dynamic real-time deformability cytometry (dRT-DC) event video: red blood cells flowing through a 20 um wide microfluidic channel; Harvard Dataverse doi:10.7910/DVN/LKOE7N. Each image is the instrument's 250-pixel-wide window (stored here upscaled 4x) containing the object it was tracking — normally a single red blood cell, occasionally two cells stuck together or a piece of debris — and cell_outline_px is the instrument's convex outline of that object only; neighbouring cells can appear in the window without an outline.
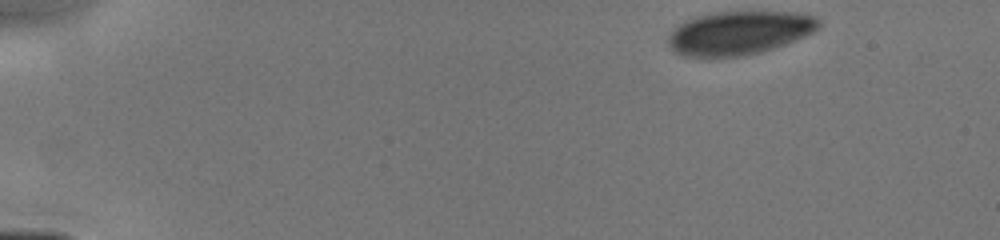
{"species": "human", "species_latin": "Homo sapiens", "temperature_condition": "cold", "stored_images_in_passage": 55, "camera_frame_rate_fps": 3000, "um_per_image_px": 0.085, "donor": {"sex": "male"}, "frame": {"image": 1, "passage_image": 1, "time_ms": 0.0, "image_size_px": [1000, 240], "cell_outline_px": [[820, 28], [796, 40], [760, 52], [740, 56], [684, 56], [676, 52], [668, 44], [668, 36], [684, 20], [696, 16], [716, 12], [796, 12], [816, 16], [820, 20]], "centroid_in_image_um": [62.86, 2.78], "position_along_channel_um": 22.1, "area_um2": 37.92}}
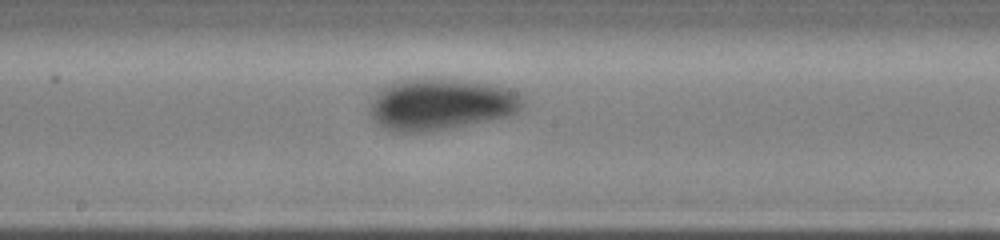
{"frame": {"image": 2, "passage_image": 27, "time_ms": 7.0, "image_size_px": [1000, 240], "cell_outline_px": [[524, 108], [508, 116], [448, 128], [424, 132], [388, 132], [372, 116], [372, 100], [380, 88], [388, 84], [400, 80], [420, 76], [440, 76], [488, 84], [508, 88], [520, 92], [524, 96]], "centroid_in_image_um": [37.5, 8.82], "position_along_channel_um": 210.7, "area_um2": 46.59}}
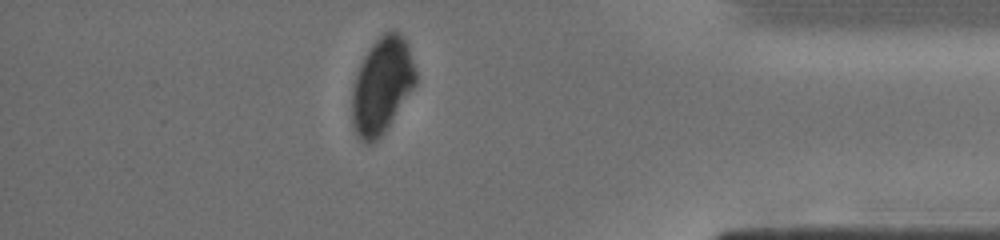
{"frame": {"image": 3, "passage_image": 48, "time_ms": 12.0, "image_size_px": [1000, 240], "cell_outline_px": [[416, 84], [384, 132], [372, 144], [364, 144], [356, 136], [352, 128], [352, 88], [360, 64], [364, 56], [372, 44], [384, 32], [392, 28], [404, 36], [408, 44], [416, 72]], "centroid_in_image_um": [32.45, 7.27], "position_along_channel_um": 402.8, "area_um2": 35.84}}